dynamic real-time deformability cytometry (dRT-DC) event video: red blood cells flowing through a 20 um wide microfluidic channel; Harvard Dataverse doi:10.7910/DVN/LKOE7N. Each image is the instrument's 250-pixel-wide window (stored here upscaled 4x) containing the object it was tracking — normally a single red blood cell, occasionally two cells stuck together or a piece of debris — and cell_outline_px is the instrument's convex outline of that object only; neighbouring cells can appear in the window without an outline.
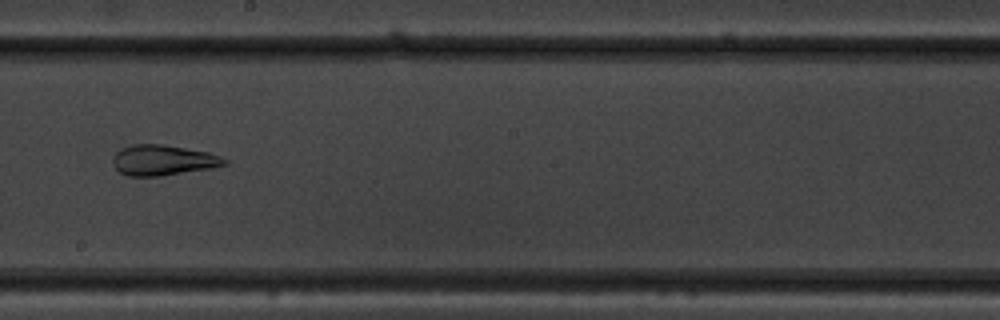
{"species": "common noctule bat (a hibernating species)", "species_latin": "Nyctalus noctula", "temperature_condition": "warm", "stored_images_in_passage": 43, "camera_frame_rate_fps": 3000, "um_per_image_px": 0.085, "animal": {"sex": "male", "body_mass_g": 19.5, "forearm_length_mm": 54.6}, "frame": {"image": 1, "passage_image": 20, "time_ms": 6.333, "image_size_px": [1000, 320], "cell_outline_px": [[228, 164], [212, 168], [160, 176], [128, 176], [120, 172], [112, 164], [112, 156], [120, 148], [132, 144], [160, 144], [208, 152], [220, 156], [228, 160]], "centroid_in_image_um": [13.83, 13.61], "position_along_channel_um": 234.4, "area_um2": 19.88}}
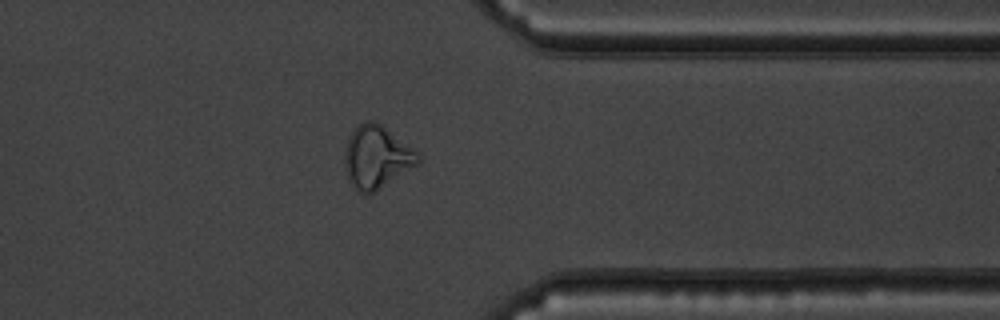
{"frame": {"image": 2, "passage_image": 32, "time_ms": 10.333, "image_size_px": [1000, 320], "cell_outline_px": [[420, 164], [376, 192], [368, 196], [364, 196], [348, 180], [344, 168], [344, 152], [348, 140], [352, 132], [364, 120], [372, 120], [380, 124], [420, 152]], "centroid_in_image_um": [32.04, 13.39], "position_along_channel_um": 379.4, "area_um2": 27.28}}
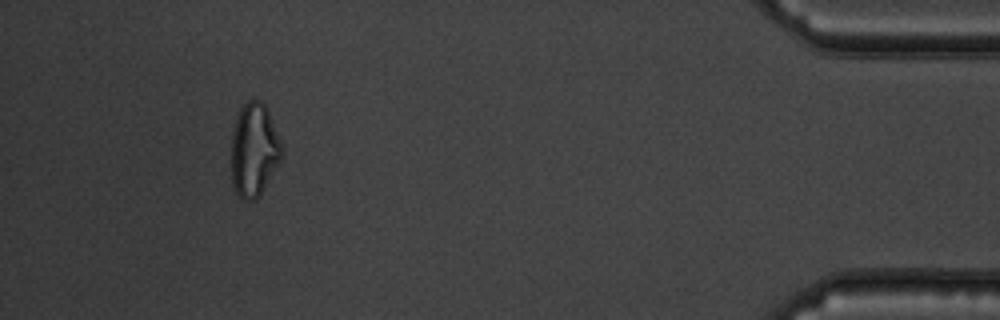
{"frame": {"image": 3, "passage_image": 39, "time_ms": 12.667, "image_size_px": [1000, 320], "cell_outline_px": [[284, 156], [260, 196], [252, 200], [240, 200], [232, 184], [232, 136], [236, 116], [240, 108], [248, 100], [260, 100], [268, 108], [284, 148]], "centroid_in_image_um": [21.63, 12.75], "position_along_channel_um": 413.6, "area_um2": 28.03}, "authors_computed_cell_mechanics": {"area_um2": 26.01, "velocity_mm_per_s": 3.762, "shape_relaxation_time_tau1_ms": null, "shape_relaxation_time_tau2_ms": 1.7844, "deformation_change_tau1": null, "deformation_change_tau2": 0.0713}}